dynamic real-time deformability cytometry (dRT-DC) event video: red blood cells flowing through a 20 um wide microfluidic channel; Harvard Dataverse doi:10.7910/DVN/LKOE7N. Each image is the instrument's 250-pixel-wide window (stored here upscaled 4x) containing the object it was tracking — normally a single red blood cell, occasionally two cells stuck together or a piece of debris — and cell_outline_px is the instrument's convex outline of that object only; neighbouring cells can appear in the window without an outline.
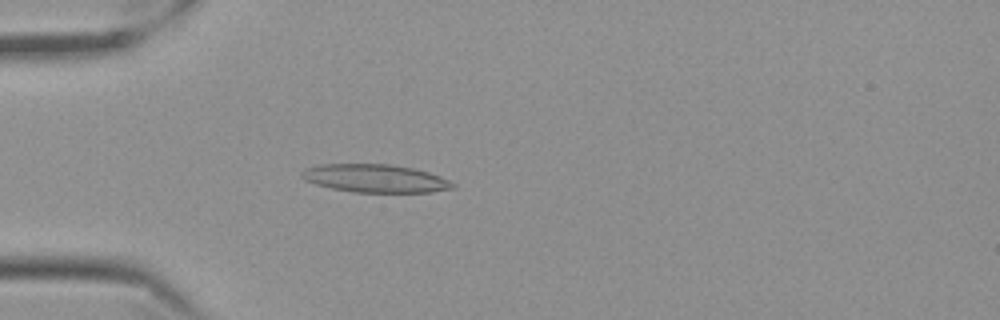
{"species": "Egyptian fruit bat (a non-hibernating species)", "species_latin": "Rousettus aegyptiacus", "temperature_condition": "cold", "stored_images_in_passage": 58, "camera_frame_rate_fps": 3000, "um_per_image_px": 0.085, "frame": {"image": 1, "passage_image": 17, "time_ms": 5.333, "image_size_px": [1000, 320], "cell_outline_px": [[456, 188], [432, 192], [356, 192], [332, 188], [316, 184], [304, 180], [300, 176], [300, 172], [304, 168], [320, 164], [388, 164], [412, 168], [428, 172], [440, 176], [456, 184]], "centroid_in_image_um": [31.88, 15.16], "position_along_channel_um": 53.1, "area_um2": 24.74}}
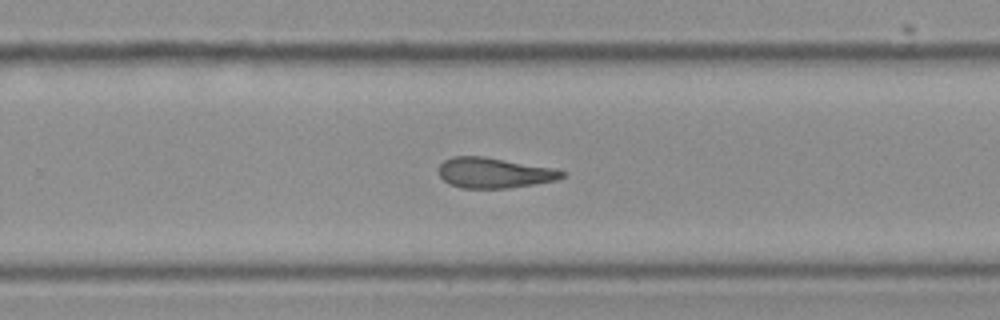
{"frame": {"image": 2, "passage_image": 38, "time_ms": 12.333, "image_size_px": [1000, 320], "cell_outline_px": [[568, 172], [564, 176], [556, 180], [536, 184], [508, 188], [460, 188], [448, 184], [440, 176], [440, 164], [444, 160], [452, 156], [484, 156], [552, 168]], "centroid_in_image_um": [42.0, 14.69], "position_along_channel_um": 287.8, "area_um2": 21.85}}
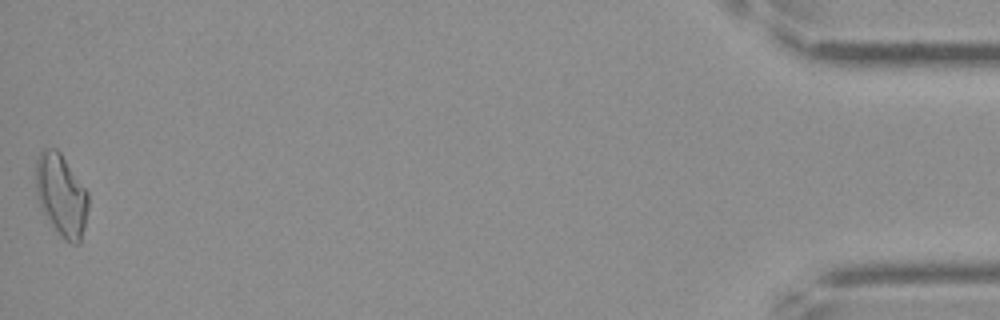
{"frame": {"image": 3, "passage_image": 58, "time_ms": 19.0, "image_size_px": [1000, 320], "cell_outline_px": [[88, 208], [84, 228], [80, 244], [68, 244], [60, 236], [40, 208], [36, 196], [36, 160], [40, 152], [44, 148], [56, 148], [60, 152], [88, 192]], "centroid_in_image_um": [5.21, 16.61], "position_along_channel_um": 430.0, "area_um2": 25.26}, "authors_computed_cell_mechanics": {"area_um2": 22.8021, "velocity_mm_per_s": 3.4968, "shape_relaxation_time_tau1_ms": 10.0729, "shape_relaxation_time_tau2_ms": 5.3803, "deformation_change_tau1": 0.245, "deformation_change_tau2": 0.1684}}